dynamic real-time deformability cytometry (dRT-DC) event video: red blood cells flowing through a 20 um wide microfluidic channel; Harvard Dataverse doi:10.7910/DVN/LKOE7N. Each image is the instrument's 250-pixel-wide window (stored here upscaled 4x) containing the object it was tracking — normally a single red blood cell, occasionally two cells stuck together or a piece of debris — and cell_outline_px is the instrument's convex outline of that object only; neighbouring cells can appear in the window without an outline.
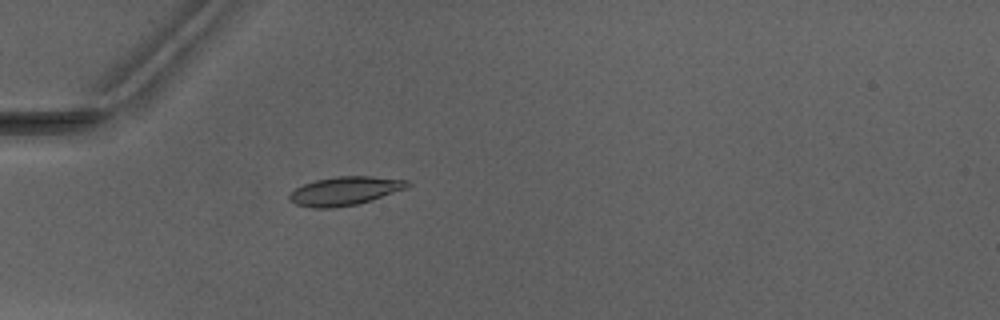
{"species": "Egyptian fruit bat (a non-hibernating species)", "species_latin": "Rousettus aegyptiacus", "temperature_condition": "warm", "stored_images_in_passage": 1, "camera_frame_rate_fps": 3000, "um_per_image_px": 0.085, "animal": {"sex": "male"}, "frame": {"image": 1, "passage_image": 1, "time_ms": 0.0, "image_size_px": [1000, 320], "cell_outline_px": [[412, 184], [408, 188], [372, 200], [356, 204], [332, 208], [312, 208], [296, 204], [288, 200], [288, 196], [296, 188], [304, 184], [316, 180], [336, 176], [372, 176], [408, 180]], "centroid_in_image_um": [29.35, 16.23], "position_along_channel_um": 55.7, "area_um2": 19.77}}